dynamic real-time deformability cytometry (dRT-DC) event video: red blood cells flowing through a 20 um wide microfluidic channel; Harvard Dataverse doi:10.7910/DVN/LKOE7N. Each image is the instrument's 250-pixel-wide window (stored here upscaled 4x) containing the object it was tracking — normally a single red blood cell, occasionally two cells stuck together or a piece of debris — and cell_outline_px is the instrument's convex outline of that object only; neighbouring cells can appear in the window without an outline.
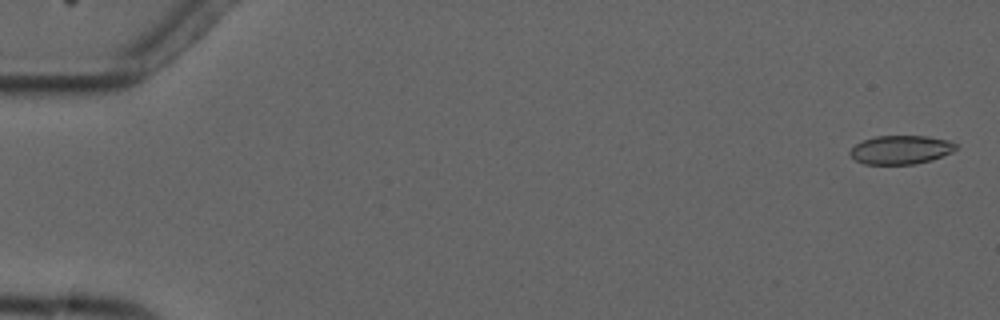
{"species": "common noctule bat (a hibernating species)", "species_latin": "Nyctalus noctula", "temperature_condition": "cold", "stored_images_in_passage": 8, "camera_frame_rate_fps": 3000, "um_per_image_px": 0.085, "animal": {"sex": "male", "forearm_length_mm": 52.5}, "frame": {"image": 1, "passage_image": 1, "time_ms": 0.0, "image_size_px": [1000, 320], "cell_outline_px": [[956, 148], [952, 152], [932, 160], [916, 164], [864, 164], [856, 160], [848, 152], [856, 144], [864, 140], [876, 136], [928, 136], [948, 140], [956, 144]], "centroid_in_image_um": [76.57, 12.73], "position_along_channel_um": 8.4, "area_um2": 17.63}}
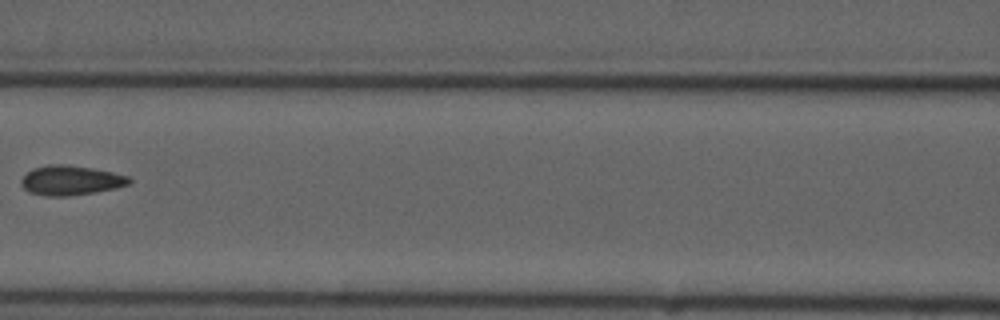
{"frame": {"image": 2, "passage_image": 7, "time_ms": 8.0, "image_size_px": [1000, 320], "cell_outline_px": [[132, 180], [128, 184], [116, 188], [96, 192], [68, 196], [44, 196], [28, 192], [20, 184], [20, 180], [32, 168], [48, 164], [64, 164], [92, 168], [112, 172], [128, 176]], "centroid_in_image_um": [5.98, 15.33], "position_along_channel_um": 160.6, "area_um2": 18.73}}
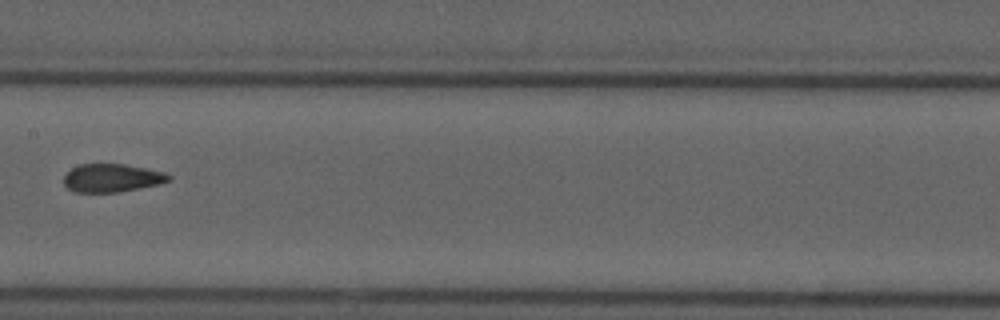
{"frame": {"image": 3, "passage_image": 8, "time_ms": 9.0, "image_size_px": [1000, 320], "cell_outline_px": [[172, 180], [160, 184], [140, 188], [116, 192], [76, 192], [68, 188], [64, 184], [64, 176], [72, 168], [80, 164], [124, 164], [148, 168], [164, 172], [172, 176]], "centroid_in_image_um": [9.56, 15.12], "position_along_channel_um": 197.8, "area_um2": 17.28}}